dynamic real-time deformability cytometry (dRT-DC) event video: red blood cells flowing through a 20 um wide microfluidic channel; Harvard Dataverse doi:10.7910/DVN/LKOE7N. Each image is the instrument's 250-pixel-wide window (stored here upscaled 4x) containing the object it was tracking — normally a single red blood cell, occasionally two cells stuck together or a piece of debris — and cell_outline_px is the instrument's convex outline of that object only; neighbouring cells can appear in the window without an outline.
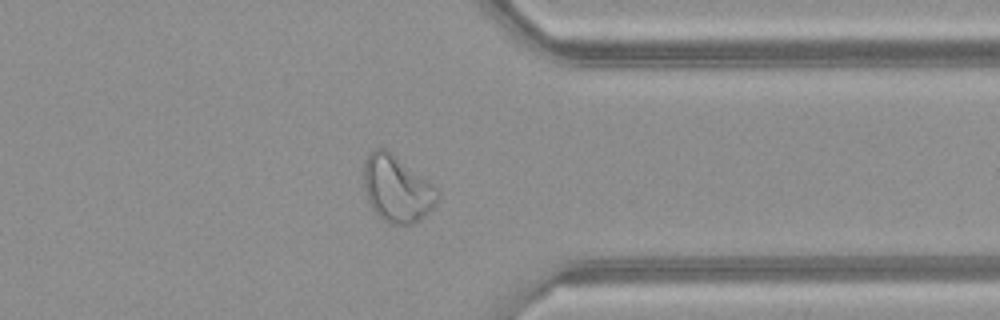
{"species": "common noctule bat (a hibernating species)", "species_latin": "Nyctalus noctula", "temperature_condition": "warm", "stored_images_in_passage": 40, "camera_frame_rate_fps": 3000, "um_per_image_px": 0.085, "animal": {"sex": "female", "body_mass_g": 21.9}, "frame": {"image": 1, "passage_image": 29, "time_ms": 9.333, "image_size_px": [1000, 320], "cell_outline_px": [[440, 196], [436, 204], [424, 216], [412, 224], [388, 224], [372, 208], [368, 200], [364, 188], [364, 160], [372, 148], [384, 148], [392, 152], [432, 184], [440, 192]], "centroid_in_image_um": [33.73, 16.03], "position_along_channel_um": 377.7, "area_um2": 28.55}, "authors_computed_cell_mechanics": {"area_um2": 27.8596, "velocity_mm_per_s": 4.1274, "shape_relaxation_time_tau1_ms": null, "shape_relaxation_time_tau2_ms": 1.1942, "deformation_change_tau1": null, "deformation_change_tau2": 0.0921}}